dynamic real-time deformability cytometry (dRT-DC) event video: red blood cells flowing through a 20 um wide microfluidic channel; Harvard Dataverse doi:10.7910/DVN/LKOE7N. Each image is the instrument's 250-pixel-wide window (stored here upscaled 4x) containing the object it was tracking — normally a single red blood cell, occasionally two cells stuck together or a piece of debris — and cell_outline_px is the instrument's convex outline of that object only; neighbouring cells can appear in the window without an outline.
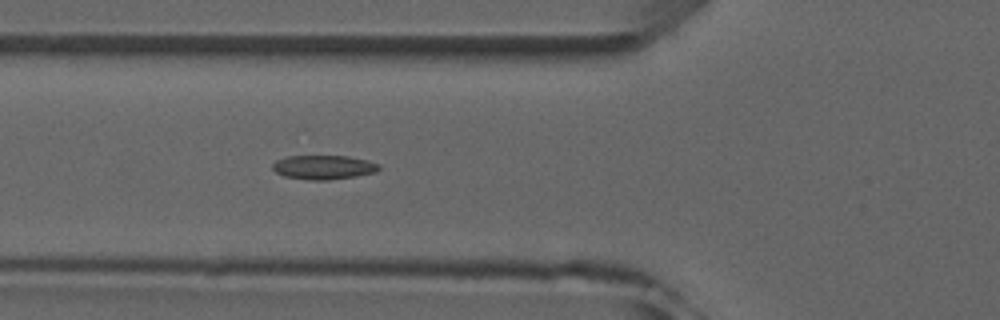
{"species": "common noctule bat (a hibernating species)", "species_latin": "Nyctalus noctula", "temperature_condition": "room temperature", "stored_images_in_passage": 5, "camera_frame_rate_fps": 3000, "um_per_image_px": 0.085, "animal": {"sex": "male", "forearm_length_mm": 52.5}, "frame": {"image": 1, "passage_image": 5, "time_ms": 4.333, "image_size_px": [1000, 320], "cell_outline_px": [[380, 168], [376, 172], [356, 176], [328, 180], [312, 180], [284, 176], [276, 172], [272, 168], [272, 164], [276, 160], [288, 156], [348, 156], [380, 164]], "centroid_in_image_um": [27.49, 14.21], "position_along_channel_um": 98.3, "area_um2": 14.85}}